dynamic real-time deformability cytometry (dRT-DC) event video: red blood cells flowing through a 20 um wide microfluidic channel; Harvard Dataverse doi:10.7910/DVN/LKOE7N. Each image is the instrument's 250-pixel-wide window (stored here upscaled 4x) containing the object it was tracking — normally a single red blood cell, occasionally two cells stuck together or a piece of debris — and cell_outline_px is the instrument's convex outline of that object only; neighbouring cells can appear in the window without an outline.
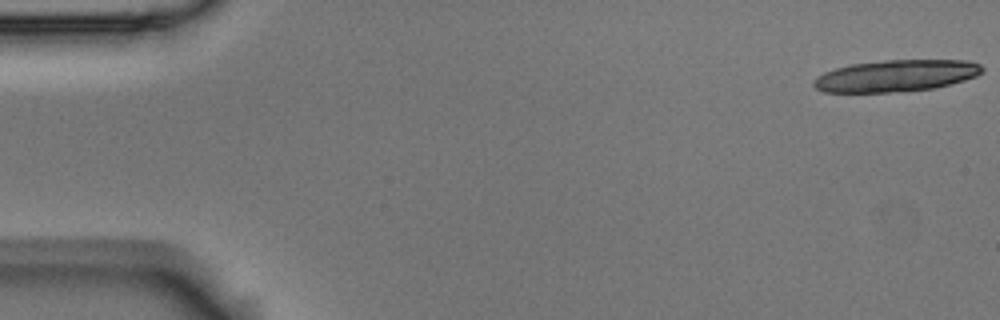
{"species": "Egyptian fruit bat (a non-hibernating species)", "species_latin": "Rousettus aegyptiacus", "temperature_condition": "room temperature", "stored_images_in_passage": 14, "camera_frame_rate_fps": 3000, "um_per_image_px": 0.085, "animal": {"sex": "male"}, "frame": {"image": 1, "passage_image": 1, "time_ms": 0.0, "image_size_px": [1000, 320], "cell_outline_px": [[984, 72], [976, 76], [964, 80], [936, 88], [904, 92], [824, 92], [816, 88], [812, 84], [812, 80], [816, 76], [824, 72], [836, 68], [852, 64], [884, 60], [968, 60], [980, 64], [984, 68]], "centroid_in_image_um": [76.17, 6.44], "position_along_channel_um": 8.8, "area_um2": 31.44}}